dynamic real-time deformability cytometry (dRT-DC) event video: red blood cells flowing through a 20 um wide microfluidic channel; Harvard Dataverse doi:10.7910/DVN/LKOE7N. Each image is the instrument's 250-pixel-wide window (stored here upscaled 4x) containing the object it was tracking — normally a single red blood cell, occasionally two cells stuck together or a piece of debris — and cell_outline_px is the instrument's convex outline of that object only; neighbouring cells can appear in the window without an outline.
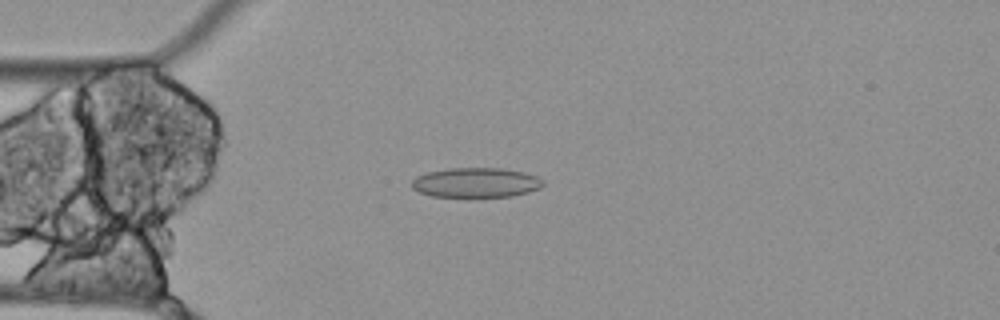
{"species": "Egyptian fruit bat (a non-hibernating species)", "species_latin": "Rousettus aegyptiacus", "temperature_condition": "cold", "stored_images_in_passage": 14, "segment_of_instrument_passage": [1, 2], "camera_frame_rate_fps": 3000, "um_per_image_px": 0.085, "animal": {"sex": "female"}, "frame": {"image": 1, "passage_image": 2, "time_ms": 0.333, "image_size_px": [1000, 320], "cell_outline_px": [[544, 184], [540, 188], [528, 192], [512, 196], [476, 200], [432, 196], [420, 192], [412, 188], [412, 180], [416, 176], [428, 172], [448, 168], [500, 168], [524, 172], [536, 176], [544, 180]], "centroid_in_image_um": [40.46, 15.57], "position_along_channel_um": 44.5, "area_um2": 23.76}}
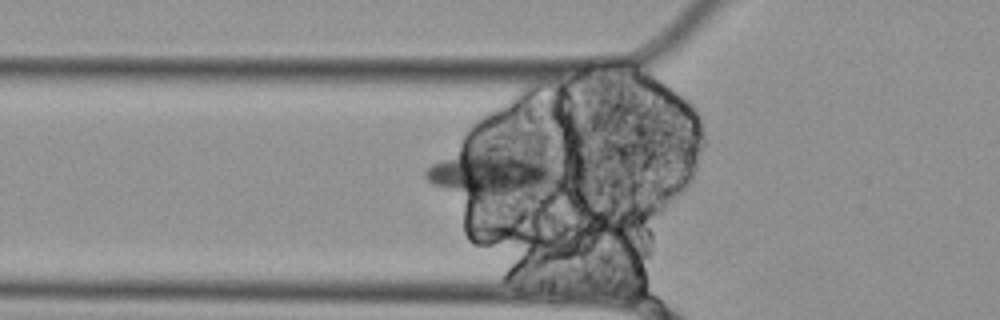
{"frame": {"image": 2, "passage_image": 6, "time_ms": 1.667, "image_size_px": [1000, 320], "cell_outline_px": [[564, 172], [532, 196], [464, 192], [444, 188], [432, 184], [424, 176], [424, 172], [432, 164], [464, 140], [492, 144], [556, 164]], "centroid_in_image_um": [41.74, 14.5], "position_along_channel_um": 84.1, "area_um2": 37.34}}